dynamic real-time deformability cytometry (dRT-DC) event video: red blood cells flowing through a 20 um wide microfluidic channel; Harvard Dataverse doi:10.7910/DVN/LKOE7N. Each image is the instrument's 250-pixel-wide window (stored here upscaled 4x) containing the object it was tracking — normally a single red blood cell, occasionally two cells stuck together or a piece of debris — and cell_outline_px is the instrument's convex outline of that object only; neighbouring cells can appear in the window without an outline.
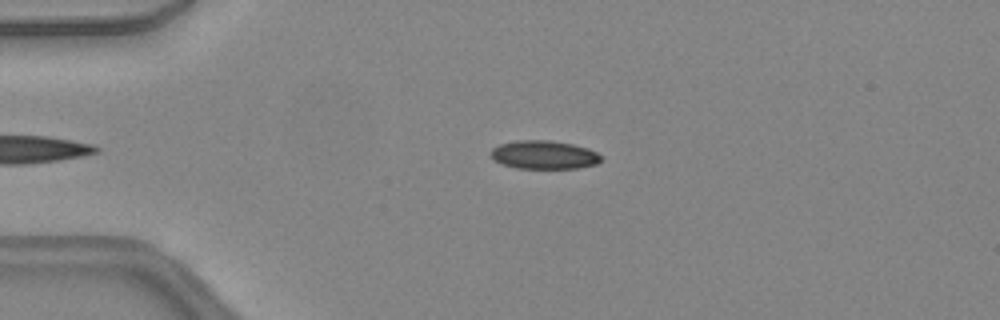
{"species": "common noctule bat (a hibernating species)", "species_latin": "Nyctalus noctula", "temperature_condition": "warm", "stored_images_in_passage": 21, "camera_frame_rate_fps": 3000, "um_per_image_px": 0.085, "animal": {"sex": "female", "body_mass_g": 24.6, "forearm_length_mm": 56.2}, "frame": {"image": 1, "passage_image": 2, "time_ms": 0.333, "image_size_px": [1000, 320], "cell_outline_px": [[600, 160], [596, 164], [576, 168], [516, 168], [504, 164], [496, 160], [492, 156], [492, 148], [500, 144], [516, 140], [552, 140], [572, 144], [588, 148], [596, 152], [600, 156]], "centroid_in_image_um": [46.25, 13.15], "position_along_channel_um": 38.8, "area_um2": 18.03}}
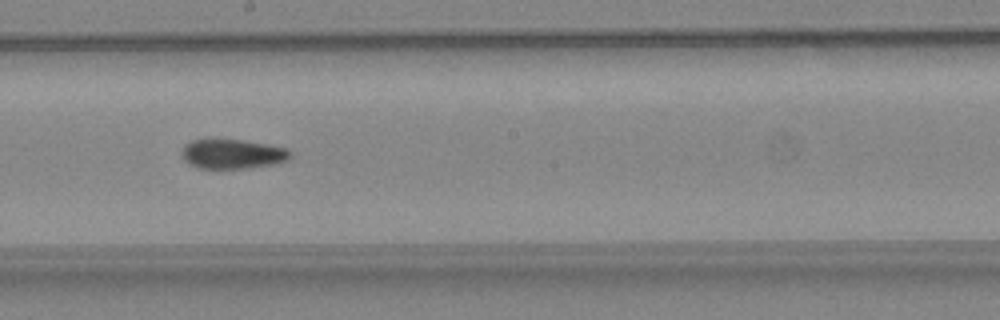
{"frame": {"image": 2, "passage_image": 17, "time_ms": 5.333, "image_size_px": [1000, 320], "cell_outline_px": [[292, 156], [288, 160], [272, 164], [248, 168], [200, 168], [184, 160], [180, 152], [184, 144], [192, 140], [240, 140], [288, 148], [292, 152]], "centroid_in_image_um": [19.77, 13.09], "position_along_channel_um": 228.4, "area_um2": 18.5}}
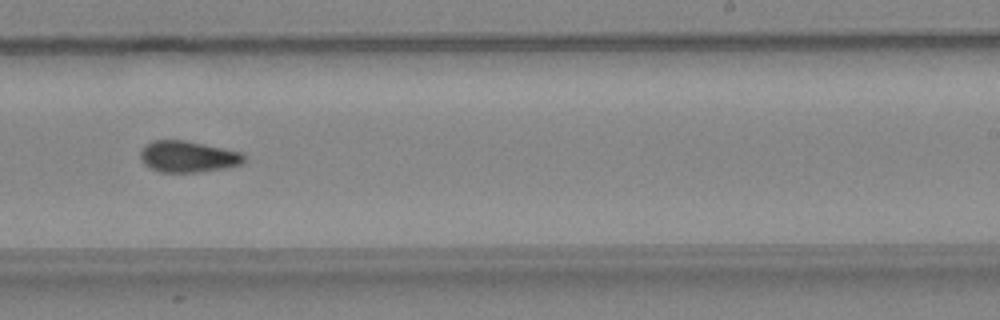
{"frame": {"image": 3, "passage_image": 20, "time_ms": 6.333, "image_size_px": [1000, 320], "cell_outline_px": [[248, 160], [240, 164], [228, 168], [200, 172], [160, 172], [144, 164], [140, 156], [140, 148], [144, 144], [152, 140], [188, 140], [224, 148], [240, 152], [248, 156]], "centroid_in_image_um": [16.0, 13.3], "position_along_channel_um": 273.0, "area_um2": 19.36}}